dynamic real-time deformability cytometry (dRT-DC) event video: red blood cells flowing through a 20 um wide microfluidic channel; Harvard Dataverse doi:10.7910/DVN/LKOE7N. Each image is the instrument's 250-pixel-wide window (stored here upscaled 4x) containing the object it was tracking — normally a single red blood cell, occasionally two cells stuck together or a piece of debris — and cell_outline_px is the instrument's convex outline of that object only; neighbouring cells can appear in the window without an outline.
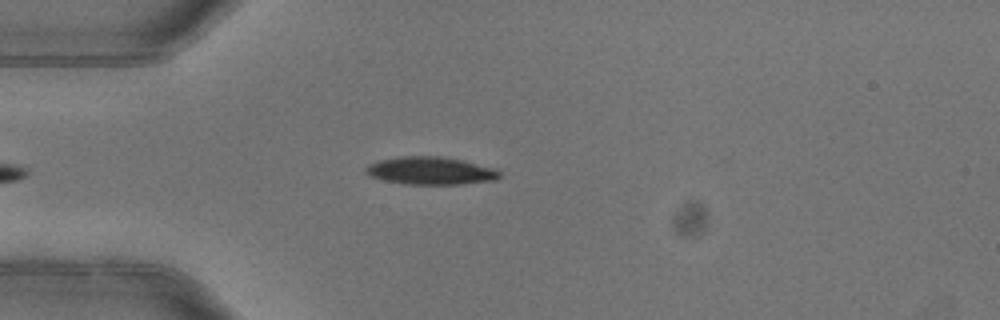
{"species": "common noctule bat (a hibernating species)", "species_latin": "Nyctalus noctula", "temperature_condition": "warm", "stored_images_in_passage": 5, "camera_frame_rate_fps": 3000, "um_per_image_px": 0.085, "animal": {"sex": "female"}, "frame": {"image": 1, "passage_image": 5, "time_ms": 1.333, "image_size_px": [1000, 320], "cell_outline_px": [[500, 176], [496, 180], [460, 184], [404, 184], [384, 180], [368, 176], [364, 172], [364, 168], [368, 164], [380, 160], [400, 156], [440, 156], [460, 160], [496, 168], [500, 172]], "centroid_in_image_um": [36.56, 14.51], "position_along_channel_um": 48.4, "area_um2": 21.68}}